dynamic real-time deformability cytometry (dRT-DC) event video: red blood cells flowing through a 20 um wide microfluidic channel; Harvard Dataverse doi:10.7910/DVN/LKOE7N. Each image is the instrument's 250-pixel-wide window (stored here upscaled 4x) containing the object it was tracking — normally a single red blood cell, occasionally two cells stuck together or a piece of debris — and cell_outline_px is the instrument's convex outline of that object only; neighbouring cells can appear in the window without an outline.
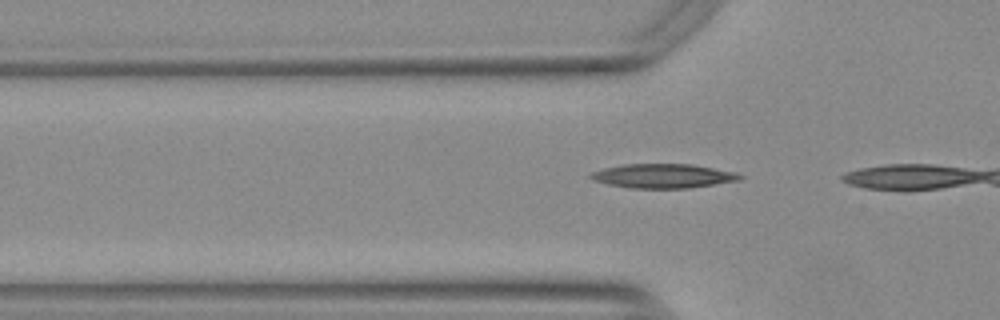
{"species": "Egyptian fruit bat (a non-hibernating species)", "species_latin": "Rousettus aegyptiacus", "temperature_condition": "warm", "stored_images_in_passage": 5, "camera_frame_rate_fps": 3000, "um_per_image_px": 0.085, "animal": {"sex": "female"}, "frame": {"image": 1, "passage_image": 3, "time_ms": 0.667, "image_size_px": [1000, 320], "cell_outline_px": [[744, 176], [740, 180], [688, 188], [632, 188], [608, 184], [592, 180], [588, 176], [592, 172], [604, 168], [624, 164], [692, 164], [736, 172]], "centroid_in_image_um": [56.36, 14.95], "position_along_channel_um": 69.4, "area_um2": 20.98}}